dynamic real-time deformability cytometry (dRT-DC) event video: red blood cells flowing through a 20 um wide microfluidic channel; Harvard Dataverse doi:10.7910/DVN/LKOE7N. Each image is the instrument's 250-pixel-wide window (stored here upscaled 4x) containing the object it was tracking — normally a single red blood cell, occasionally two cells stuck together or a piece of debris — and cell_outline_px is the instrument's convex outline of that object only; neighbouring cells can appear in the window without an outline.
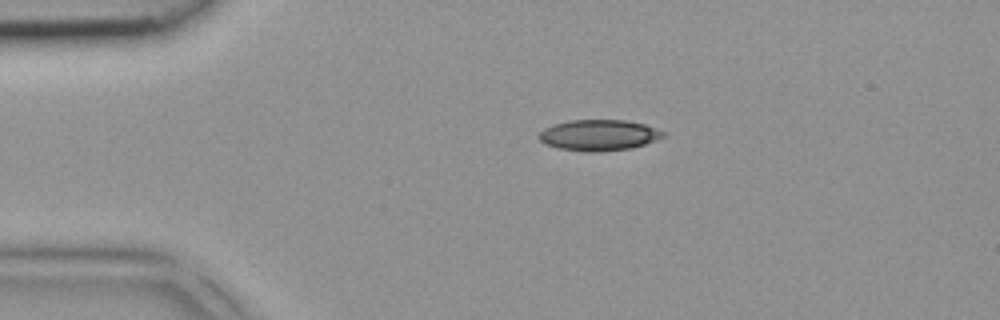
{"species": "common noctule bat (a hibernating species)", "species_latin": "Nyctalus noctula", "temperature_condition": "room temperature", "stored_images_in_passage": 1, "camera_frame_rate_fps": 3000, "um_per_image_px": 0.085, "animal": {"sex": "female", "body_mass_g": 18.4}, "frame": {"image": 1, "passage_image": 1, "time_ms": 0.0, "image_size_px": [1000, 320], "cell_outline_px": [[664, 136], [656, 140], [632, 148], [596, 152], [584, 152], [556, 148], [544, 144], [536, 136], [544, 128], [552, 124], [568, 120], [624, 120], [644, 124], [664, 132]], "centroid_in_image_um": [50.83, 11.49], "position_along_channel_um": 34.2, "area_um2": 22.54}}